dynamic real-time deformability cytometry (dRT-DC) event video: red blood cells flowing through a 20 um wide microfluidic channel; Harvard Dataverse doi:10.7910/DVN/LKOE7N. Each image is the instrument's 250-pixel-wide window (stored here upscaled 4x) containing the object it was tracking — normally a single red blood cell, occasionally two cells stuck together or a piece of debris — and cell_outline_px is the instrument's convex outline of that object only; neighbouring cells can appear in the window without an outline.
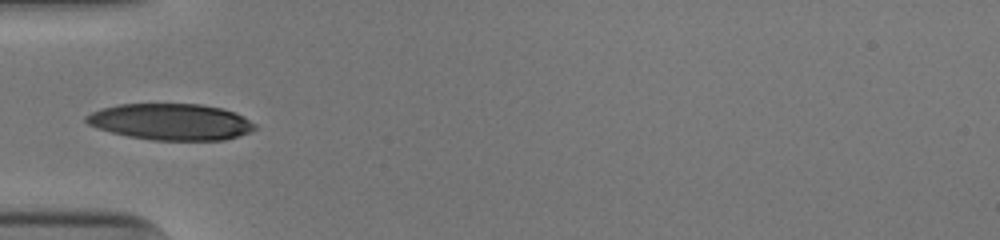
{"species": "human", "species_latin": "Homo sapiens", "temperature_condition": "cold", "stored_images_in_passage": 13, "camera_frame_rate_fps": 3000, "um_per_image_px": 0.085, "donor": {"sex": "male"}, "frame": {"image": 1, "passage_image": 1, "time_ms": 0.0, "image_size_px": [1000, 240], "cell_outline_px": [[256, 128], [248, 132], [224, 140], [152, 140], [128, 136], [96, 128], [88, 124], [84, 120], [84, 116], [100, 108], [120, 104], [200, 104], [224, 108], [236, 112], [244, 116], [256, 124]], "centroid_in_image_um": [14.51, 10.34], "position_along_channel_um": 70.5, "area_um2": 35.89}}
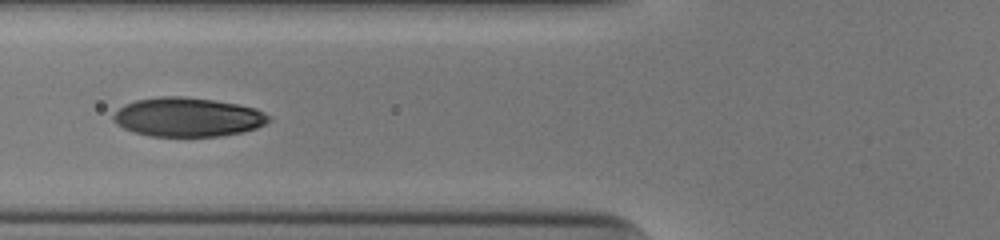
{"frame": {"image": 2, "passage_image": 4, "time_ms": 1.0, "image_size_px": [1000, 240], "cell_outline_px": [[272, 120], [256, 128], [240, 132], [220, 136], [148, 136], [132, 132], [116, 124], [112, 120], [112, 116], [124, 104], [136, 100], [160, 96], [184, 96], [212, 100], [236, 104], [256, 108], [264, 112]], "centroid_in_image_um": [15.92, 9.95], "position_along_channel_um": 109.9, "area_um2": 35.37}}
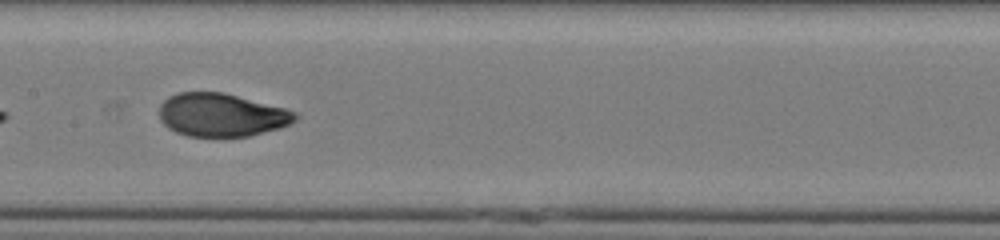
{"frame": {"image": 3, "passage_image": 10, "time_ms": 3.0, "image_size_px": [1000, 240], "cell_outline_px": [[300, 116], [292, 124], [280, 128], [248, 136], [188, 136], [176, 132], [168, 128], [160, 120], [160, 104], [168, 96], [176, 92], [224, 92], [284, 108], [296, 112]], "centroid_in_image_um": [18.83, 9.76], "position_along_channel_um": 188.6, "area_um2": 34.33}}